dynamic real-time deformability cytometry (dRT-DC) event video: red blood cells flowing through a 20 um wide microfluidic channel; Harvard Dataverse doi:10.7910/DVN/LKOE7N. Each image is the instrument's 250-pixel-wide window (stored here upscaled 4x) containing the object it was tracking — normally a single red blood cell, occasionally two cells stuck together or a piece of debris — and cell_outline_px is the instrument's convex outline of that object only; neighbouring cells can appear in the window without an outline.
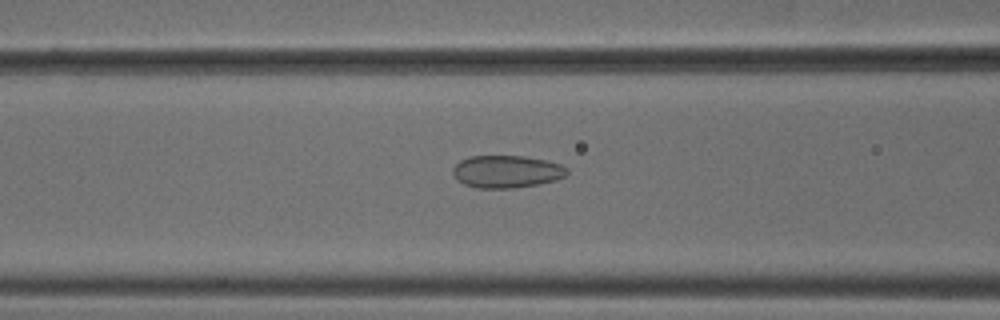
{"species": "common noctule bat (a hibernating species)", "species_latin": "Nyctalus noctula", "temperature_condition": "cold", "stored_images_in_passage": 35, "camera_frame_rate_fps": 3000, "um_per_image_px": 0.085, "animal": {"sex": "male", "body_mass_g": 18.8}, "frame": {"image": 1, "passage_image": 10, "time_ms": 3.0, "image_size_px": [1000, 320], "cell_outline_px": [[568, 172], [564, 176], [556, 180], [536, 184], [512, 188], [476, 188], [464, 184], [456, 180], [452, 172], [452, 168], [460, 160], [468, 156], [524, 156], [544, 160], [560, 164], [568, 168]], "centroid_in_image_um": [43.02, 14.58], "position_along_channel_um": 123.6, "area_um2": 21.62}}
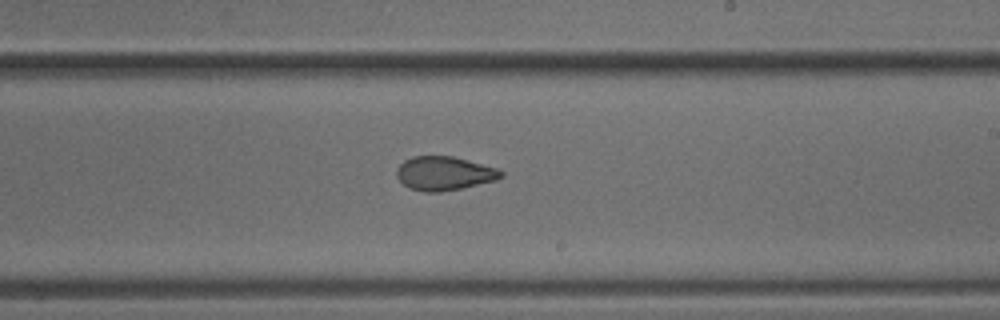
{"frame": {"image": 2, "passage_image": 20, "time_ms": 6.333, "image_size_px": [1000, 320], "cell_outline_px": [[504, 176], [496, 180], [460, 188], [440, 192], [424, 192], [408, 188], [396, 176], [396, 168], [404, 160], [412, 156], [452, 156], [496, 168], [504, 172]], "centroid_in_image_um": [37.72, 14.74], "position_along_channel_um": 251.3, "area_um2": 20.52}}
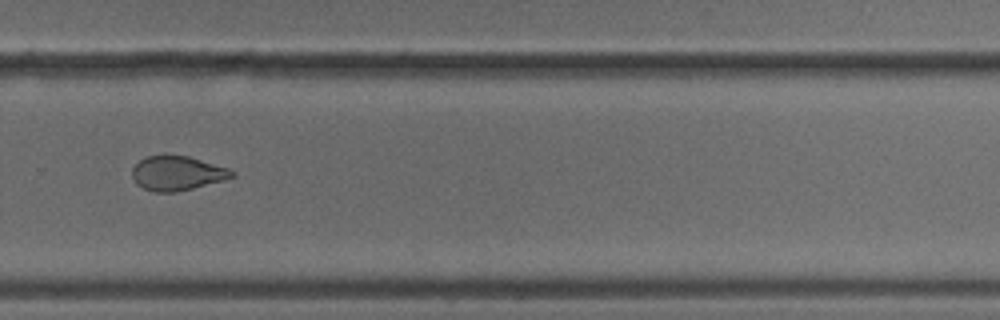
{"frame": {"image": 3, "passage_image": 25, "time_ms": 8.0, "image_size_px": [1000, 320], "cell_outline_px": [[236, 176], [224, 180], [176, 192], [156, 192], [144, 188], [136, 184], [132, 176], [132, 168], [140, 160], [148, 156], [164, 152], [188, 156], [228, 168], [236, 172]], "centroid_in_image_um": [15.05, 14.69], "position_along_channel_um": 314.8, "area_um2": 20.35}, "authors_computed_cell_mechanics": {"area_um2": 21.1548, "velocity_mm_per_s": 3.8258, "shape_relaxation_time_tau1_ms": null, "shape_relaxation_time_tau2_ms": 1.109, "deformation_change_tau1": null, "deformation_change_tau2": 0.0648}}